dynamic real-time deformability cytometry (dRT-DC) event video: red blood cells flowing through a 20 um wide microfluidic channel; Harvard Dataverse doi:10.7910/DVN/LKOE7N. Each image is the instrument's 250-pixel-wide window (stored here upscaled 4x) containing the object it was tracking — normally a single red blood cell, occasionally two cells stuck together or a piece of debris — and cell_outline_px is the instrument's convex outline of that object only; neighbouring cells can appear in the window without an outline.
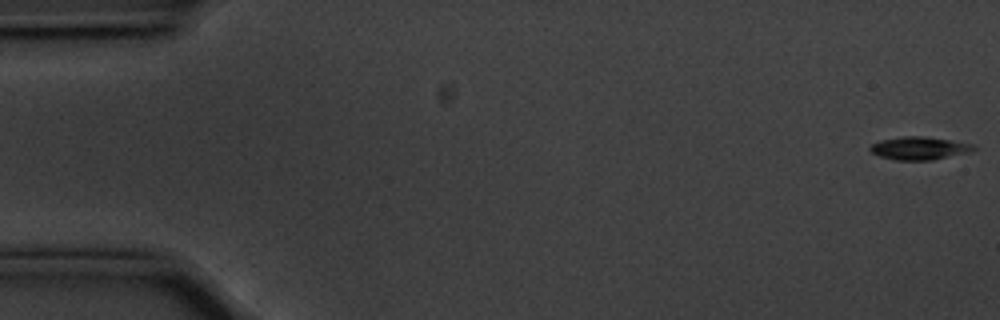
{"species": "common noctule bat (a hibernating species)", "species_latin": "Nyctalus noctula", "temperature_condition": "cold", "stored_images_in_passage": 56, "camera_frame_rate_fps": 3000, "um_per_image_px": 0.085, "animal": {"sex": "male", "body_mass_g": 20.1, "forearm_length_mm": 53.5}, "frame": {"image": 1, "passage_image": 1, "time_ms": 0.0, "image_size_px": [1000, 320], "cell_outline_px": [[976, 148], [972, 152], [932, 160], [896, 160], [880, 156], [872, 152], [868, 148], [872, 144], [880, 140], [904, 136], [924, 136], [972, 144]], "centroid_in_image_um": [78.14, 12.6], "position_along_channel_um": 6.9, "area_um2": 13.76}}
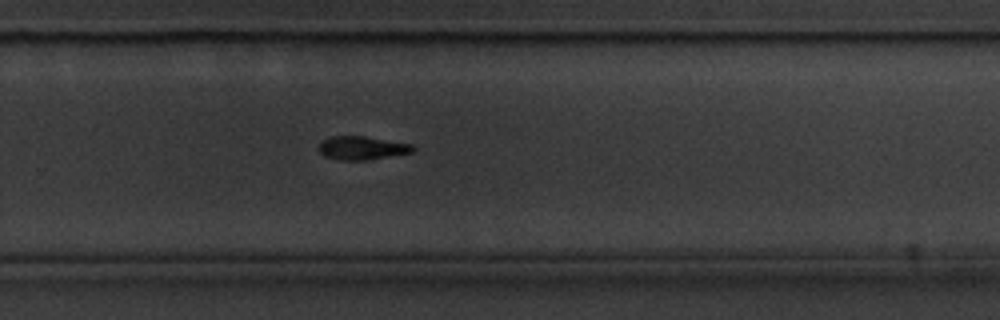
{"frame": {"image": 2, "passage_image": 37, "time_ms": 12.0, "image_size_px": [1000, 320], "cell_outline_px": [[416, 148], [412, 152], [372, 160], [340, 160], [324, 156], [316, 148], [324, 140], [332, 136], [364, 136], [412, 144]], "centroid_in_image_um": [30.78, 12.59], "position_along_channel_um": 299.0, "area_um2": 12.95}}
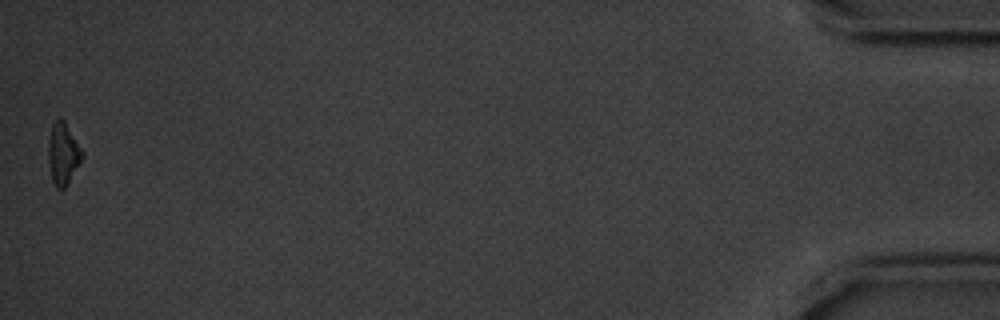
{"frame": {"image": 3, "passage_image": 56, "time_ms": 18.333, "image_size_px": [1000, 320], "cell_outline_px": [[84, 156], [68, 184], [64, 188], [56, 188], [52, 180], [48, 160], [48, 140], [52, 124], [56, 116], [60, 116], [64, 120], [84, 152]], "centroid_in_image_um": [5.36, 13.03], "position_along_channel_um": 429.8, "area_um2": 12.43}, "authors_computed_cell_mechanics": {"area_um2": 13.6119, "velocity_mm_per_s": 3.5629, "shape_relaxation_time_tau1_ms": 1.864, "shape_relaxation_time_tau2_ms": null, "deformation_change_tau1": 0.1736, "deformation_change_tau2": null}}